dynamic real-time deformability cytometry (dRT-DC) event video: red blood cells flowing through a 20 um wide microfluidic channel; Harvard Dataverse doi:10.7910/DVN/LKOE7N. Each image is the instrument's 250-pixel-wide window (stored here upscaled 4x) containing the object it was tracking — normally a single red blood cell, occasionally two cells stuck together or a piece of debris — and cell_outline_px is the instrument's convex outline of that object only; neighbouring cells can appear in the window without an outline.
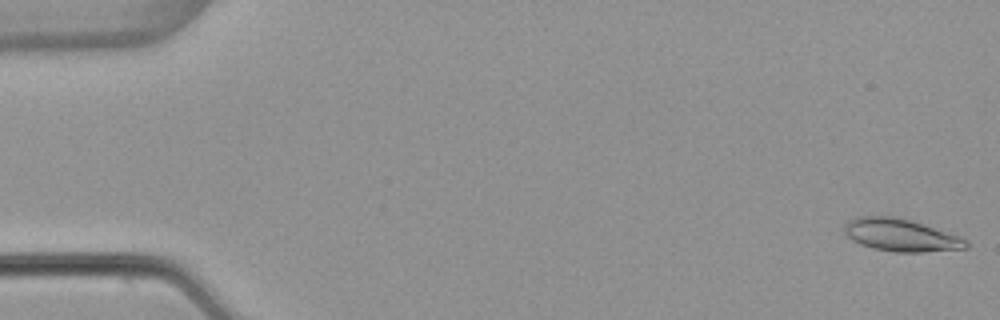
{"species": "common noctule bat (a hibernating species)", "species_latin": "Nyctalus noctula", "temperature_condition": "warm", "stored_images_in_passage": 53, "camera_frame_rate_fps": 3000, "um_per_image_px": 0.085, "animal": {"sex": "female", "body_mass_g": 22.7, "forearm_length_mm": 54.2}, "frame": {"image": 1, "passage_image": 1, "time_ms": 0.0, "image_size_px": [1000, 320], "cell_outline_px": [[968, 248], [924, 252], [896, 252], [872, 248], [860, 244], [852, 240], [844, 232], [844, 224], [848, 220], [860, 216], [892, 216], [908, 220], [956, 236], [964, 240], [968, 244]], "centroid_in_image_um": [76.48, 19.99], "position_along_channel_um": 8.5, "area_um2": 22.48}}
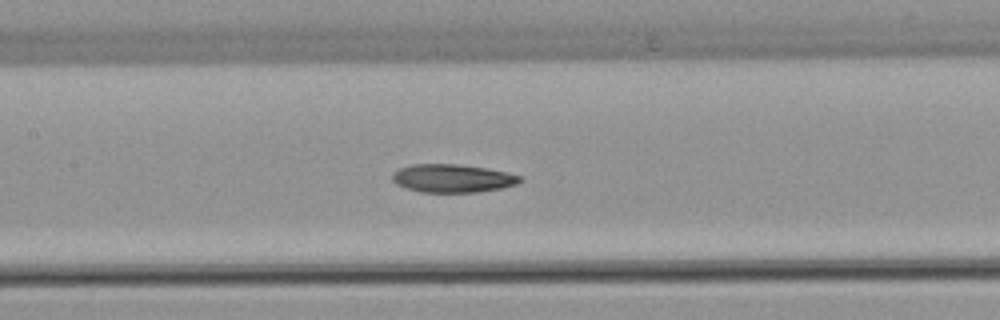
{"frame": {"image": 2, "passage_image": 25, "time_ms": 8.0, "image_size_px": [1000, 320], "cell_outline_px": [[524, 180], [516, 184], [500, 188], [476, 192], [420, 192], [396, 184], [392, 180], [392, 172], [400, 168], [412, 164], [456, 164], [488, 168], [520, 176]], "centroid_in_image_um": [38.44, 15.15], "position_along_channel_um": 169.0, "area_um2": 20.87}}
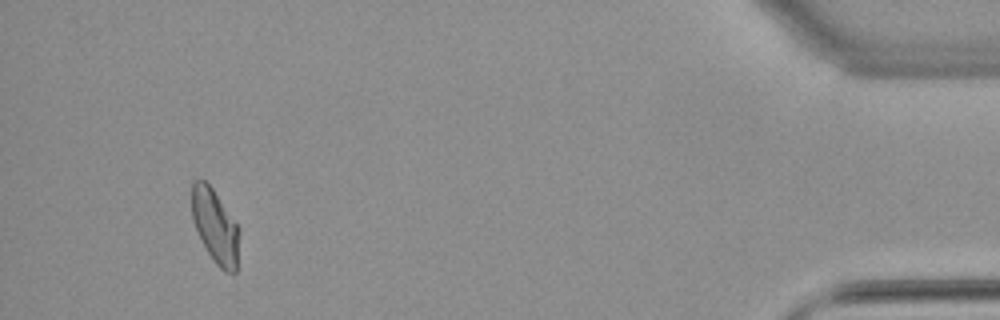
{"frame": {"image": 3, "passage_image": 50, "time_ms": 16.333, "image_size_px": [1000, 320], "cell_outline_px": [[240, 232], [236, 272], [232, 276], [224, 272], [212, 260], [196, 228], [192, 216], [192, 184], [196, 180], [204, 180], [212, 188], [240, 228]], "centroid_in_image_um": [18.33, 19.29], "position_along_channel_um": 416.9, "area_um2": 20.35}, "authors_computed_cell_mechanics": {"area_um2": 21.2704, "velocity_mm_per_s": 3.8378, "shape_relaxation_time_tau1_ms": 6.8498, "shape_relaxation_time_tau2_ms": 6.0012, "deformation_change_tau1": 0.2053, "deformation_change_tau2": 0.1507}}